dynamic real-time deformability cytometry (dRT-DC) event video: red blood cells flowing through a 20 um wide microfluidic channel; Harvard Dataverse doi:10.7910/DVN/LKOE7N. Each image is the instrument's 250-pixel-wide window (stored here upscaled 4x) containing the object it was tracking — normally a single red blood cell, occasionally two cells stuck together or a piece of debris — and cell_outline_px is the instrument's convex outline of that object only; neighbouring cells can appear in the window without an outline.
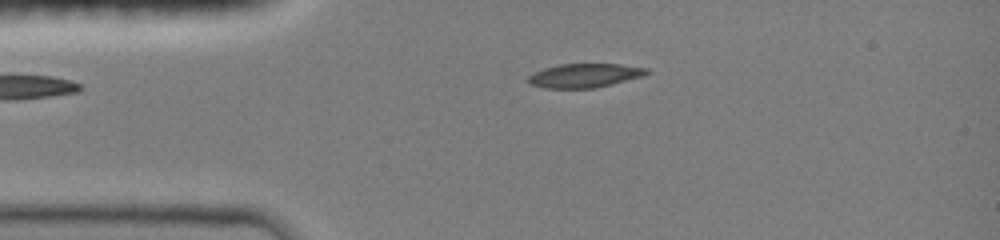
{"species": "common noctule bat (a hibernating species)", "species_latin": "Nyctalus noctula", "temperature_condition": "room temperature", "stored_images_in_passage": 19, "camera_frame_rate_fps": 3000, "um_per_image_px": 0.085, "animal": {"sex": "female", "body_mass_g": 19.0, "forearm_length_mm": 51.5}, "frame": {"image": 1, "passage_image": 4, "time_ms": 1.0, "image_size_px": [1000, 240], "cell_outline_px": [[648, 72], [640, 76], [612, 84], [596, 88], [544, 88], [528, 84], [528, 76], [544, 68], [560, 64], [620, 64], [648, 68]], "centroid_in_image_um": [49.64, 6.42], "position_along_channel_um": 35.4, "area_um2": 16.36}}
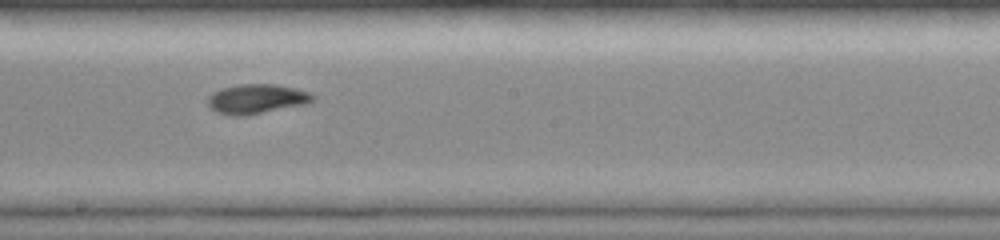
{"frame": {"image": 2, "passage_image": 10, "time_ms": 3.0, "image_size_px": [1000, 240], "cell_outline_px": [[316, 100], [308, 104], [244, 116], [232, 116], [216, 112], [208, 104], [208, 96], [212, 92], [220, 88], [240, 84], [276, 84], [296, 88], [308, 92], [316, 96]], "centroid_in_image_um": [21.84, 8.41], "position_along_channel_um": 226.4, "area_um2": 18.38}}
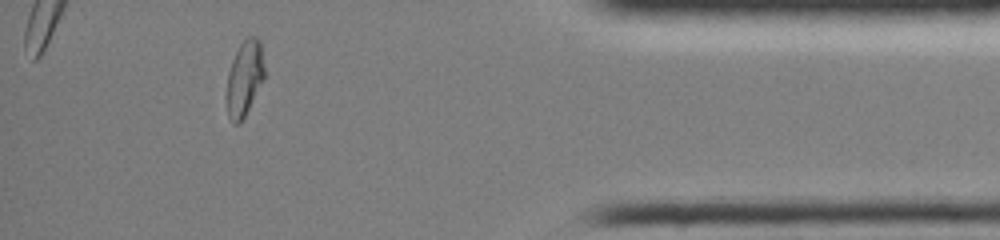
{"frame": {"image": 3, "passage_image": 17, "time_ms": 5.333, "image_size_px": [1000, 240], "cell_outline_px": [[264, 76], [244, 116], [236, 124], [232, 124], [228, 116], [228, 72], [232, 60], [240, 44], [248, 36], [256, 36], [260, 40], [264, 68]], "centroid_in_image_um": [20.78, 6.59], "position_along_channel_um": 414.4, "area_um2": 15.9}}